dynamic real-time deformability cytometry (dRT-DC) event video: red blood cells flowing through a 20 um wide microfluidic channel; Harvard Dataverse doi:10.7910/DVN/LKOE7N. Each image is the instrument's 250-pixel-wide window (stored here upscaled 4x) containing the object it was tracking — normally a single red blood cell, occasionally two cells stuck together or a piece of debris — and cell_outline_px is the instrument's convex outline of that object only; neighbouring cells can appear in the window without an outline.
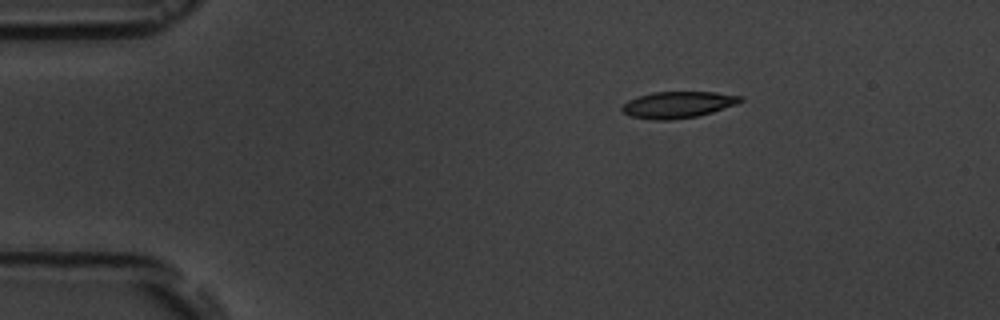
{"species": "common noctule bat (a hibernating species)", "species_latin": "Nyctalus noctula", "temperature_condition": "room temperature", "stored_images_in_passage": 4, "camera_frame_rate_fps": 3000, "um_per_image_px": 0.085, "animal": {"sex": "male", "body_mass_g": 19.5, "forearm_length_mm": 54.6}, "frame": {"image": 1, "passage_image": 2, "time_ms": 2.0, "image_size_px": [1000, 320], "cell_outline_px": [[744, 100], [736, 104], [712, 112], [696, 116], [668, 120], [652, 120], [632, 116], [624, 112], [620, 108], [628, 100], [652, 92], [716, 92], [744, 96]], "centroid_in_image_um": [57.65, 8.89], "position_along_channel_um": 27.4, "area_um2": 18.15}}